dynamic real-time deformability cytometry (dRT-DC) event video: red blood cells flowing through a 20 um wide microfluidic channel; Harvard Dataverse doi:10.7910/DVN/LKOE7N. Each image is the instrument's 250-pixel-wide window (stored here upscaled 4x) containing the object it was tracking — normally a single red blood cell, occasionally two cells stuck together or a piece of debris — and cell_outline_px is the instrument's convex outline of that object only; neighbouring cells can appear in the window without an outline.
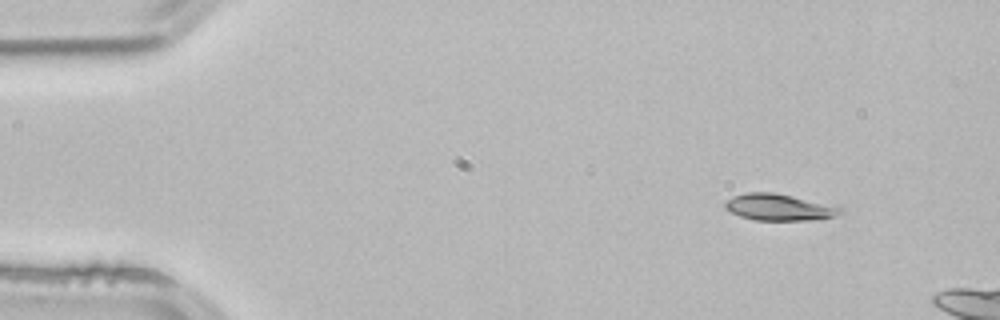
{"species": "common noctule bat (a hibernating species)", "species_latin": "Nyctalus noctula", "temperature_condition": "room temperature", "stored_images_in_passage": 3, "camera_frame_rate_fps": 3000, "um_per_image_px": 0.085, "animal": {"sex": "male", "body_mass_g": 21.5, "forearm_length_mm": 52.0}, "frame": {"image": 1, "passage_image": 1, "time_ms": 0.0, "image_size_px": [1000, 320], "cell_outline_px": [[844, 208], [836, 216], [820, 220], [756, 220], [740, 216], [724, 208], [724, 204], [732, 196], [744, 192], [772, 192], [792, 196]], "centroid_in_image_um": [66.2, 17.62], "position_along_channel_um": 18.8, "area_um2": 17.74}}